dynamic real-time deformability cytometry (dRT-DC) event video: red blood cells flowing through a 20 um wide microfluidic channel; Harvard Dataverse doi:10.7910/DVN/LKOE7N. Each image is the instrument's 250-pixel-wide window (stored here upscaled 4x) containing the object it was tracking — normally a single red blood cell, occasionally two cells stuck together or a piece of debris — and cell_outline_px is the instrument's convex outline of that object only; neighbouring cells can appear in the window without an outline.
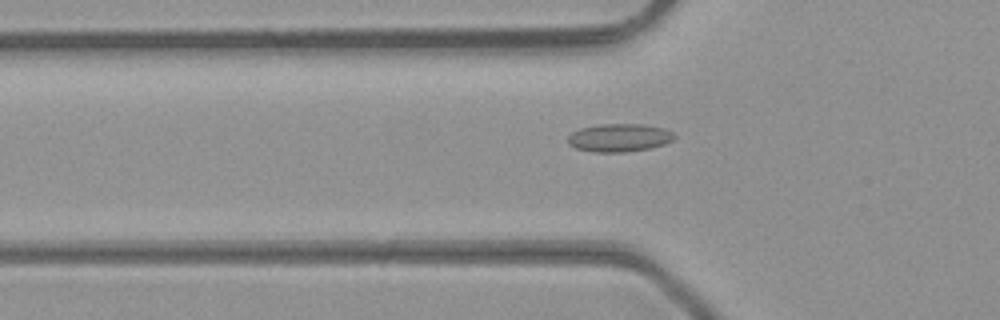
{"species": "common noctule bat (a hibernating species)", "species_latin": "Nyctalus noctula", "temperature_condition": "room temperature", "stored_images_in_passage": 38, "camera_frame_rate_fps": 3000, "um_per_image_px": 0.085, "animal": {"sex": "male", "body_mass_g": 23.1, "forearm_length_mm": 52.7}, "frame": {"image": 1, "passage_image": 7, "time_ms": 2.0, "image_size_px": [1000, 320], "cell_outline_px": [[676, 136], [672, 140], [664, 144], [652, 148], [624, 152], [592, 152], [576, 148], [568, 144], [568, 136], [572, 132], [580, 128], [600, 124], [640, 124], [664, 128], [672, 132]], "centroid_in_image_um": [52.63, 11.71], "position_along_channel_um": 73.2, "area_um2": 17.46}}
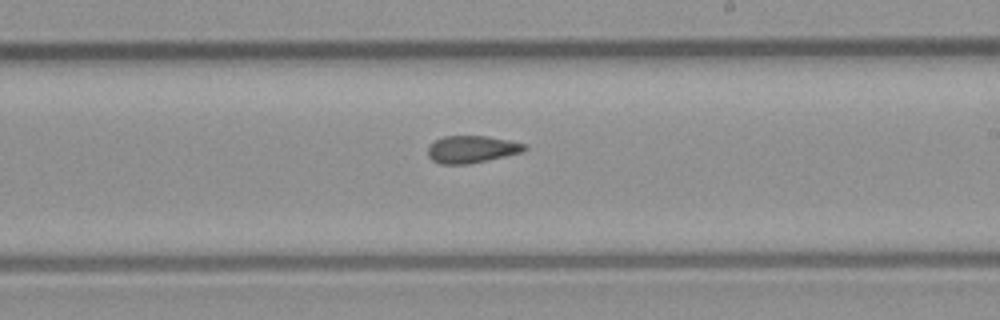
{"frame": {"image": 2, "passage_image": 19, "time_ms": 6.0, "image_size_px": [1000, 320], "cell_outline_px": [[528, 148], [524, 152], [488, 160], [468, 164], [440, 164], [432, 160], [428, 156], [428, 148], [436, 140], [444, 136], [488, 136], [528, 144]], "centroid_in_image_um": [40.15, 12.69], "position_along_channel_um": 248.9, "area_um2": 15.43}}
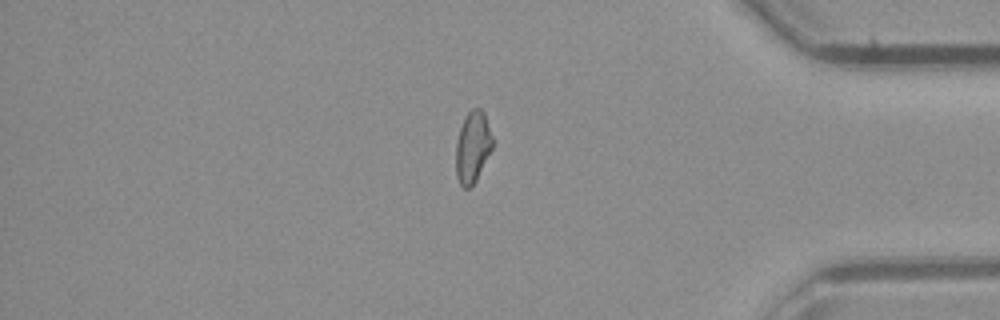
{"frame": {"image": 3, "passage_image": 31, "time_ms": 10.0, "image_size_px": [1000, 320], "cell_outline_px": [[492, 148], [472, 188], [464, 188], [460, 184], [456, 176], [456, 140], [464, 116], [472, 108], [480, 108], [484, 112], [492, 136]], "centroid_in_image_um": [40.16, 12.5], "position_along_channel_um": 395.0, "area_um2": 15.26}, "authors_computed_cell_mechanics": {"area_um2": 15.5771, "velocity_mm_per_s": 4.3606, "shape_relaxation_time_tau1_ms": null, "shape_relaxation_time_tau2_ms": 3.003, "deformation_change_tau1": null, "deformation_change_tau2": 0.1062}}